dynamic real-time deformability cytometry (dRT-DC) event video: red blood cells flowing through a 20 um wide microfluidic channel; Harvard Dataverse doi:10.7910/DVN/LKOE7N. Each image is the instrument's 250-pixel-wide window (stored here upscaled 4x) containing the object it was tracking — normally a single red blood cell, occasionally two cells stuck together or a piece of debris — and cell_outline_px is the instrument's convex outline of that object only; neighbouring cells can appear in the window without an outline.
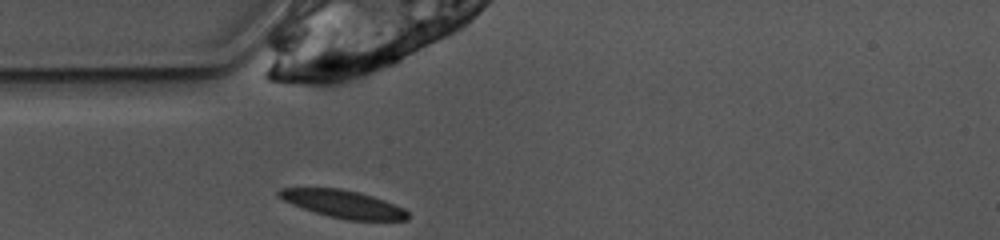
{"species": "common noctule bat (a hibernating species)", "species_latin": "Nyctalus noctula", "temperature_condition": "warm", "stored_images_in_passage": 28, "camera_frame_rate_fps": 3000, "um_per_image_px": 0.085, "animal": {"sex": "female", "body_mass_g": 10.0, "forearm_length_mm": 53.1}, "frame": {"image": 1, "passage_image": 1, "time_ms": 0.0, "image_size_px": [1000, 240], "cell_outline_px": [[408, 220], [348, 220], [328, 216], [292, 204], [276, 196], [276, 192], [280, 188], [340, 188], [372, 196], [384, 200], [404, 208], [408, 212]], "centroid_in_image_um": [29.16, 17.34], "position_along_channel_um": 55.8, "area_um2": 20.52}}
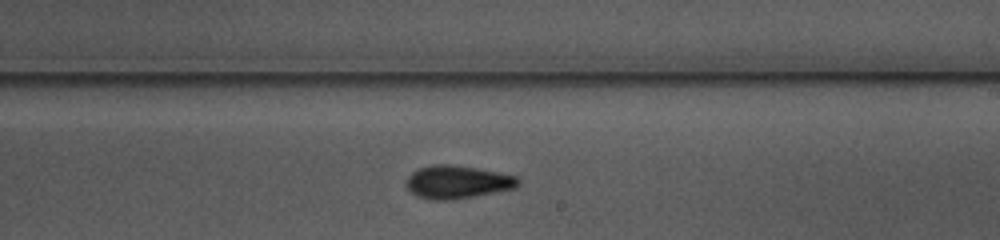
{"frame": {"image": 2, "passage_image": 16, "time_ms": 5.0, "image_size_px": [1000, 240], "cell_outline_px": [[520, 184], [516, 188], [472, 196], [448, 200], [432, 200], [416, 196], [408, 188], [408, 176], [412, 172], [420, 168], [432, 164], [452, 164], [476, 168], [520, 176]], "centroid_in_image_um": [38.92, 15.46], "position_along_channel_um": 250.1, "area_um2": 21.44}}
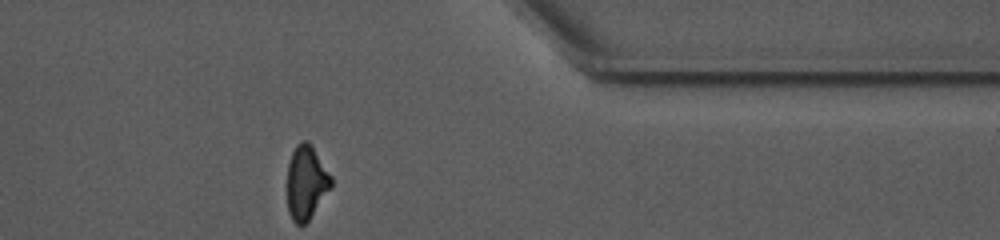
{"frame": {"image": 3, "passage_image": 28, "time_ms": 9.0, "image_size_px": [1000, 240], "cell_outline_px": [[332, 184], [308, 220], [304, 224], [296, 224], [292, 220], [288, 212], [288, 164], [292, 152], [296, 144], [300, 140], [308, 140], [312, 144], [332, 176]], "centroid_in_image_um": [26.02, 15.44], "position_along_channel_um": 385.4, "area_um2": 18.79}, "authors_computed_cell_mechanics": {"area_um2": 20.4901, "velocity_mm_per_s": 3.8863, "shape_relaxation_time_tau1_ms": 3.821, "shape_relaxation_time_tau2_ms": 2.5479, "deformation_change_tau1": 0.1865, "deformation_change_tau2": 0.1045}}